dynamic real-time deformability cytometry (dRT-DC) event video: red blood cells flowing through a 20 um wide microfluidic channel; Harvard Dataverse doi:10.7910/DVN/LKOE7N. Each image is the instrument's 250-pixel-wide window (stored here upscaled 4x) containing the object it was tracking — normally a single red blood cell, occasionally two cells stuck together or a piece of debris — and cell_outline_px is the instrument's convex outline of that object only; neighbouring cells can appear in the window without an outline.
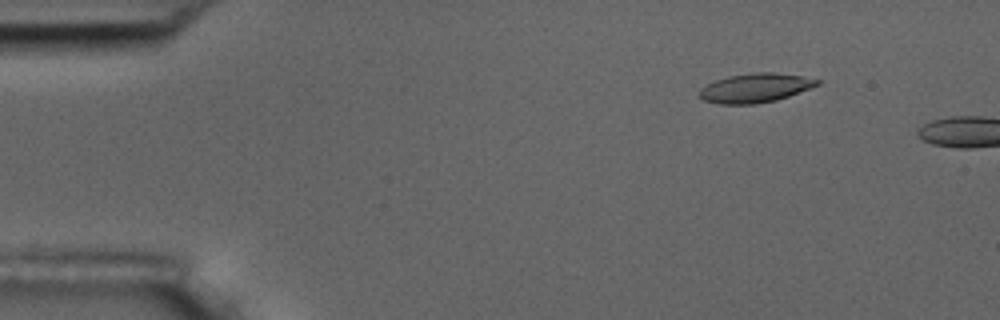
{"species": "common noctule bat (a hibernating species)", "species_latin": "Nyctalus noctula", "temperature_condition": "room temperature", "stored_images_in_passage": 5, "camera_frame_rate_fps": 3000, "um_per_image_px": 0.085, "animal": {"sex": "male", "body_mass_g": 17.5, "forearm_length_mm": 52.3}, "frame": {"image": 1, "passage_image": 2, "time_ms": 1.0, "image_size_px": [1000, 320], "cell_outline_px": [[820, 84], [788, 96], [776, 100], [756, 104], [720, 104], [704, 100], [696, 96], [700, 88], [716, 80], [728, 76], [756, 72], [772, 72], [804, 76], [820, 80]], "centroid_in_image_um": [64.16, 7.47], "position_along_channel_um": 20.8, "area_um2": 20.0}}